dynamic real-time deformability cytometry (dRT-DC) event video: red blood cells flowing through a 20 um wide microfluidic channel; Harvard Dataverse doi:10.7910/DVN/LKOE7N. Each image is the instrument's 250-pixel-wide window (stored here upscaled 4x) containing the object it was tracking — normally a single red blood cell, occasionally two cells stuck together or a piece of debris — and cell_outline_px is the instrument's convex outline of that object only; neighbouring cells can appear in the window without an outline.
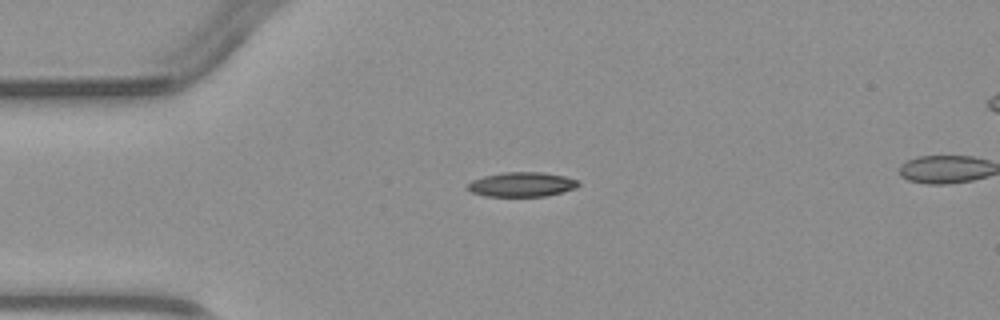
{"species": "common noctule bat (a hibernating species)", "species_latin": "Nyctalus noctula", "temperature_condition": "warm", "stored_images_in_passage": 2, "camera_frame_rate_fps": 3000, "um_per_image_px": 0.085, "animal": {"sex": "male", "body_mass_g": 23.1, "forearm_length_mm": 52.7}, "frame": {"image": 1, "passage_image": 2, "time_ms": 2.0, "image_size_px": [1000, 320], "cell_outline_px": [[580, 184], [576, 188], [544, 196], [484, 196], [472, 192], [468, 188], [468, 184], [472, 180], [484, 176], [504, 172], [540, 172], [564, 176], [580, 180]], "centroid_in_image_um": [44.37, 15.67], "position_along_channel_um": 40.6, "area_um2": 15.72}}